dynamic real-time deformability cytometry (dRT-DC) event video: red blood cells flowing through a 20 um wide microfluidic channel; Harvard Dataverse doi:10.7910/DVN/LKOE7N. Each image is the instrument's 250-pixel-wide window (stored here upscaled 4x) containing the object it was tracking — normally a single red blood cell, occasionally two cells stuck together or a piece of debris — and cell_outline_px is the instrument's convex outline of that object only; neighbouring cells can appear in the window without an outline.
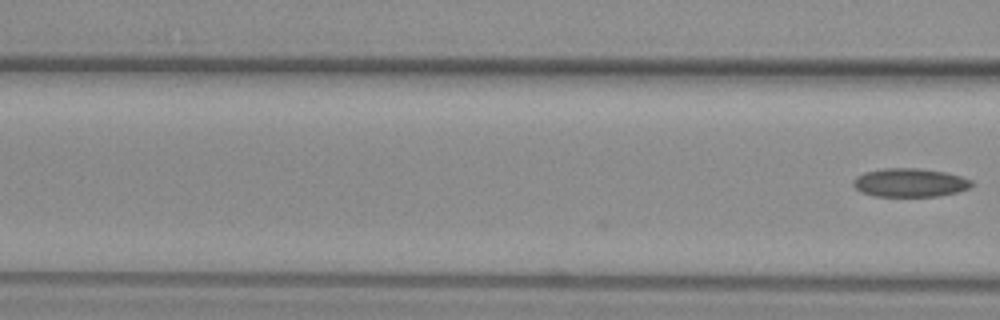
{"species": "common noctule bat (a hibernating species)", "species_latin": "Nyctalus noctula", "temperature_condition": "warm", "stored_images_in_passage": 4, "camera_frame_rate_fps": 3000, "um_per_image_px": 0.085, "animal": {"sex": "female", "body_mass_g": 29.2, "forearm_length_mm": 56.3}, "frame": {"image": 1, "passage_image": 4, "time_ms": 1.0, "image_size_px": [1000, 320], "cell_outline_px": [[976, 184], [968, 188], [956, 192], [940, 196], [876, 196], [860, 192], [852, 184], [852, 180], [856, 176], [864, 172], [884, 168], [920, 168], [944, 172], [960, 176], [972, 180]], "centroid_in_image_um": [77.33, 15.52], "position_along_channel_um": 89.3, "area_um2": 19.83}}